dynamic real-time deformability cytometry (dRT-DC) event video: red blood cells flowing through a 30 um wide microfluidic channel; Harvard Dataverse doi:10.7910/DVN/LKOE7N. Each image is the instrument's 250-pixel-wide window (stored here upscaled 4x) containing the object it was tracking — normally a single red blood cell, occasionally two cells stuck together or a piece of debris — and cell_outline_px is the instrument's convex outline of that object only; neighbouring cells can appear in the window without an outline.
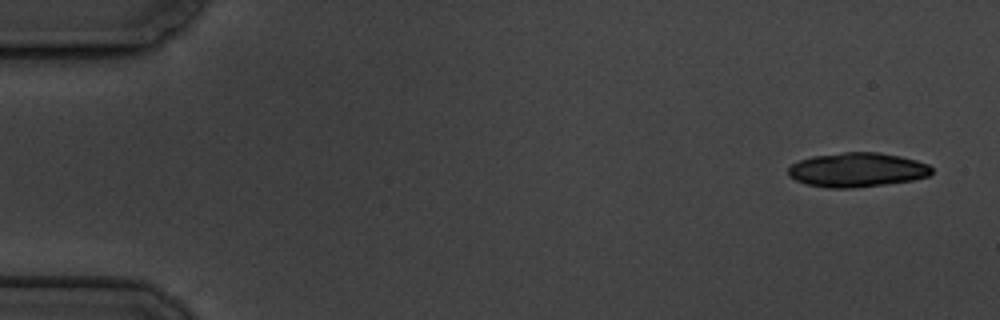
{"species": "common noctule bat (a hibernating species)", "species_latin": "Nyctalus noctula", "temperature_condition": "cold", "stored_images_in_passage": 9, "camera_frame_rate_fps": 3000, "um_per_image_px": 0.085, "animal": {"sex": "male", "body_mass_g": 19.5, "forearm_length_mm": 54.6}, "frame": {"image": 1, "passage_image": 1, "time_ms": 0.0, "image_size_px": [1000, 320], "cell_outline_px": [[932, 172], [928, 176], [912, 180], [884, 184], [852, 188], [828, 188], [808, 184], [796, 180], [788, 172], [788, 168], [792, 164], [800, 160], [812, 156], [844, 152], [880, 152], [900, 156], [916, 160], [928, 164], [932, 168]], "centroid_in_image_um": [72.87, 14.43], "position_along_channel_um": 12.1, "area_um2": 28.5}}
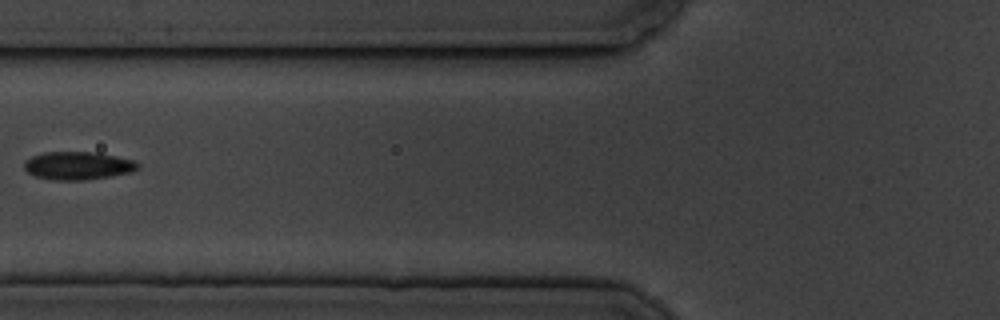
{"frame": {"image": 2, "passage_image": 7, "time_ms": 7.0, "image_size_px": [1000, 320], "cell_outline_px": [[140, 168], [132, 172], [84, 180], [56, 180], [36, 176], [28, 172], [24, 168], [24, 164], [32, 156], [44, 152], [96, 152], [116, 156], [132, 160], [140, 164]], "centroid_in_image_um": [6.65, 14.07], "position_along_channel_um": 119.2, "area_um2": 18.38}}
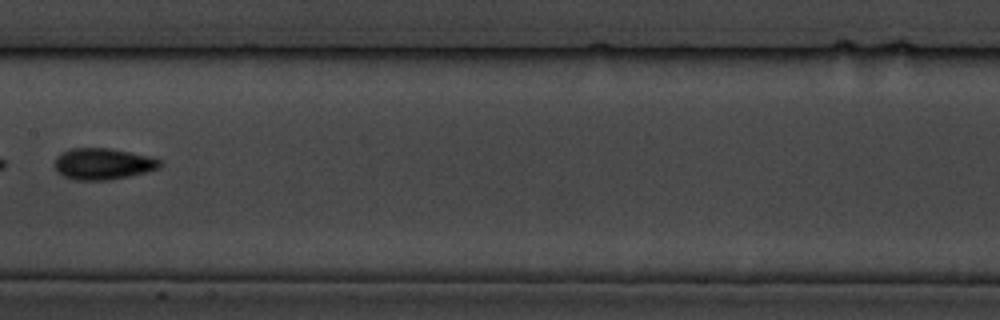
{"frame": {"image": 3, "passage_image": 9, "time_ms": 9.333, "image_size_px": [1000, 320], "cell_outline_px": [[164, 164], [160, 168], [148, 172], [108, 180], [76, 180], [64, 176], [56, 172], [56, 156], [68, 148], [108, 148], [152, 156], [160, 160]], "centroid_in_image_um": [8.79, 13.92], "position_along_channel_um": 198.6, "area_um2": 19.42}}